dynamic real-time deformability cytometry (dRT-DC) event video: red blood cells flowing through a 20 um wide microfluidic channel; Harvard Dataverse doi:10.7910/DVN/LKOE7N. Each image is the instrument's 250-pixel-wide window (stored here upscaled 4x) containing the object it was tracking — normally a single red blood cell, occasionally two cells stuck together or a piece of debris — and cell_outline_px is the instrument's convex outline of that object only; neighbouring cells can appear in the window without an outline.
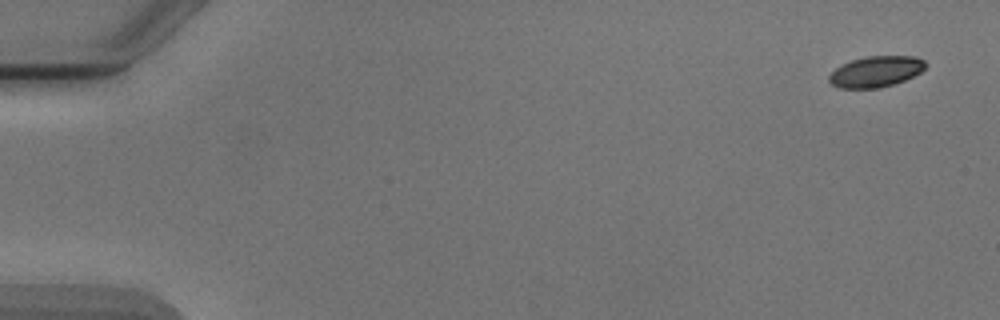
{"species": "Egyptian fruit bat (a non-hibernating species)", "species_latin": "Rousettus aegyptiacus", "temperature_condition": "cold", "stored_images_in_passage": 6, "camera_frame_rate_fps": 3000, "um_per_image_px": 0.085, "animal": {"sex": "male"}, "frame": {"image": 1, "passage_image": 1, "time_ms": 0.0, "image_size_px": [1000, 320], "cell_outline_px": [[928, 64], [920, 72], [904, 80], [880, 88], [840, 88], [832, 84], [828, 80], [828, 76], [840, 64], [852, 60], [868, 56], [916, 56], [924, 60]], "centroid_in_image_um": [74.44, 6.08], "position_along_channel_um": 10.6, "area_um2": 17.34}}
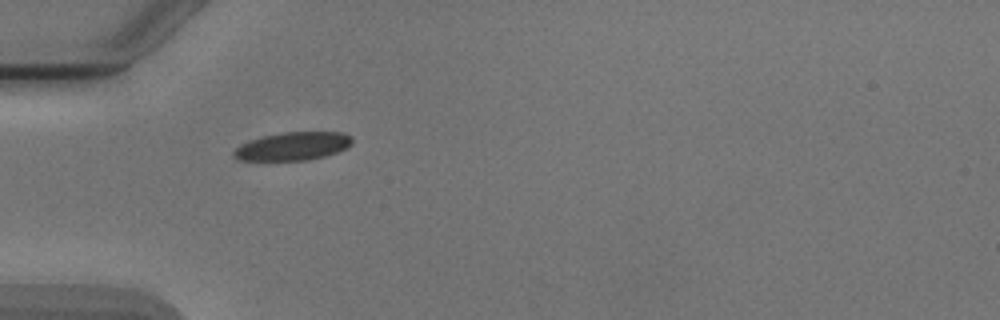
{"frame": {"image": 2, "passage_image": 5, "time_ms": 5.0, "image_size_px": [1000, 320], "cell_outline_px": [[352, 144], [336, 152], [324, 156], [308, 160], [240, 160], [232, 156], [232, 152], [240, 144], [264, 136], [284, 132], [344, 132], [352, 136]], "centroid_in_image_um": [24.89, 12.42], "position_along_channel_um": 60.1, "area_um2": 19.31}}
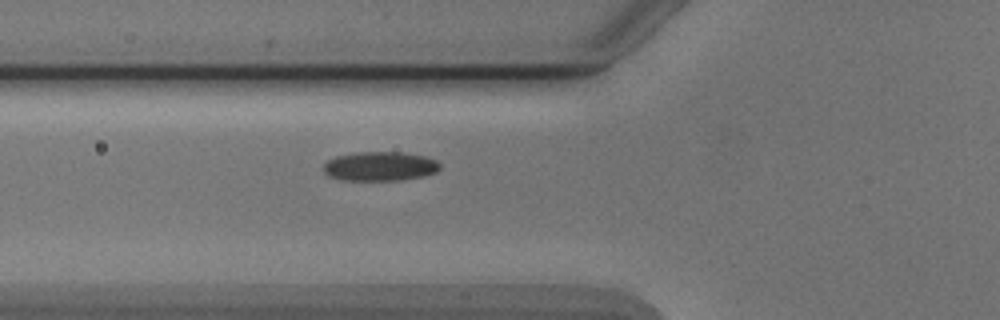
{"frame": {"image": 3, "passage_image": 6, "time_ms": 6.0, "image_size_px": [1000, 320], "cell_outline_px": [[440, 168], [436, 172], [424, 176], [400, 180], [340, 180], [328, 176], [324, 172], [324, 164], [328, 160], [336, 156], [356, 152], [400, 152], [424, 156], [436, 160], [440, 164]], "centroid_in_image_um": [32.29, 14.14], "position_along_channel_um": 93.5, "area_um2": 19.88}}